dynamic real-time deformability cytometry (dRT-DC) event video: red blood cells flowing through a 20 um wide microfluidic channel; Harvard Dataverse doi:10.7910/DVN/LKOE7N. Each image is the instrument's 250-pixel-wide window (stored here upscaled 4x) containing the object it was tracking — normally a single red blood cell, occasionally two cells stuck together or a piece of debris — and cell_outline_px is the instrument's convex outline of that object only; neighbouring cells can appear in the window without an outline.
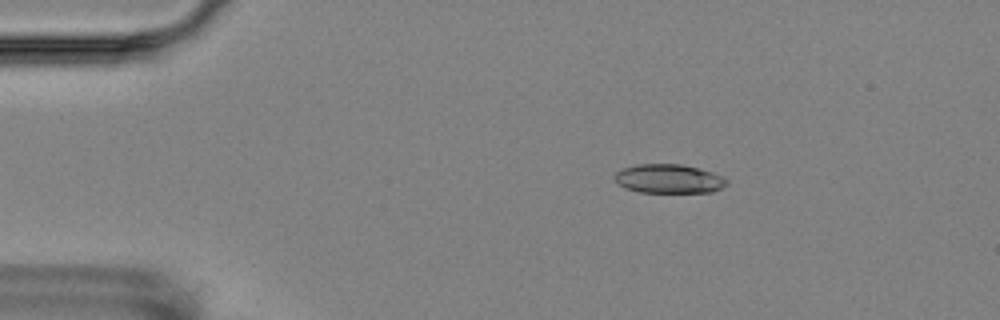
{"species": "Egyptian fruit bat (a non-hibernating species)", "species_latin": "Rousettus aegyptiacus", "temperature_condition": "room temperature", "stored_images_in_passage": 3, "camera_frame_rate_fps": 3000, "um_per_image_px": 0.085, "animal": {"sex": "female"}, "frame": {"image": 1, "passage_image": 1, "time_ms": 0.0, "image_size_px": [1000, 320], "cell_outline_px": [[728, 184], [712, 192], [640, 192], [624, 188], [612, 176], [616, 172], [624, 168], [636, 164], [680, 164], [712, 172], [728, 180]], "centroid_in_image_um": [56.83, 15.2], "position_along_channel_um": 28.2, "area_um2": 18.79}}
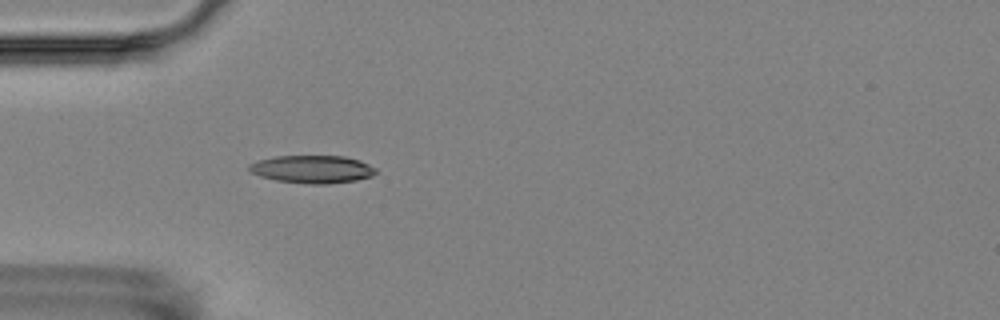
{"frame": {"image": 2, "passage_image": 3, "time_ms": 2.333, "image_size_px": [1000, 320], "cell_outline_px": [[376, 172], [372, 176], [356, 180], [328, 184], [312, 184], [276, 180], [260, 176], [252, 172], [248, 168], [248, 164], [256, 160], [276, 156], [344, 156], [360, 160], [376, 168]], "centroid_in_image_um": [26.54, 14.38], "position_along_channel_um": 58.5, "area_um2": 20.52}}